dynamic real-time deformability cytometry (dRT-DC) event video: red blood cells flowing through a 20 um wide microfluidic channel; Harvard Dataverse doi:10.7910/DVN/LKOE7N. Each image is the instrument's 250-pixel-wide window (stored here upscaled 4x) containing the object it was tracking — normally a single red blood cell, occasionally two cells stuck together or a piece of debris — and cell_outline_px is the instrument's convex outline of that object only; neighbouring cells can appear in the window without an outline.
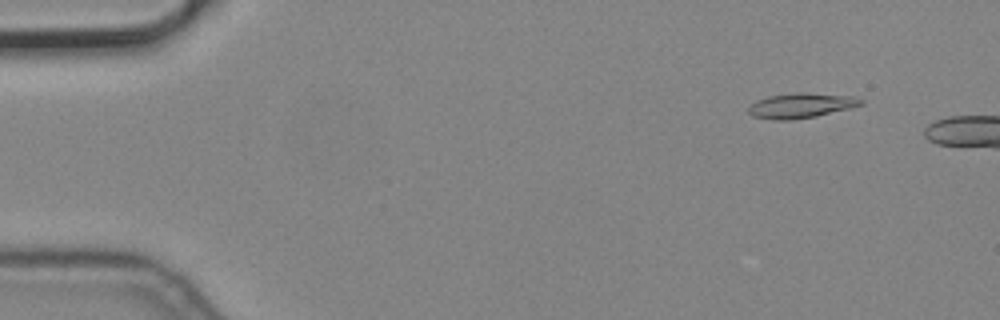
{"species": "common noctule bat (a hibernating species)", "species_latin": "Nyctalus noctula", "temperature_condition": "cold", "stored_images_in_passage": 4, "camera_frame_rate_fps": 3000, "um_per_image_px": 0.085, "animal": {"sex": "male", "body_mass_g": 19.2, "forearm_length_mm": 51.8}, "frame": {"image": 1, "passage_image": 2, "time_ms": 0.333, "image_size_px": [1000, 320], "cell_outline_px": [[864, 104], [852, 108], [816, 116], [792, 120], [772, 120], [752, 116], [748, 112], [748, 108], [756, 100], [768, 96], [796, 92], [804, 92], [852, 96], [864, 100]], "centroid_in_image_um": [68.09, 8.97], "position_along_channel_um": 16.9, "area_um2": 16.53}}